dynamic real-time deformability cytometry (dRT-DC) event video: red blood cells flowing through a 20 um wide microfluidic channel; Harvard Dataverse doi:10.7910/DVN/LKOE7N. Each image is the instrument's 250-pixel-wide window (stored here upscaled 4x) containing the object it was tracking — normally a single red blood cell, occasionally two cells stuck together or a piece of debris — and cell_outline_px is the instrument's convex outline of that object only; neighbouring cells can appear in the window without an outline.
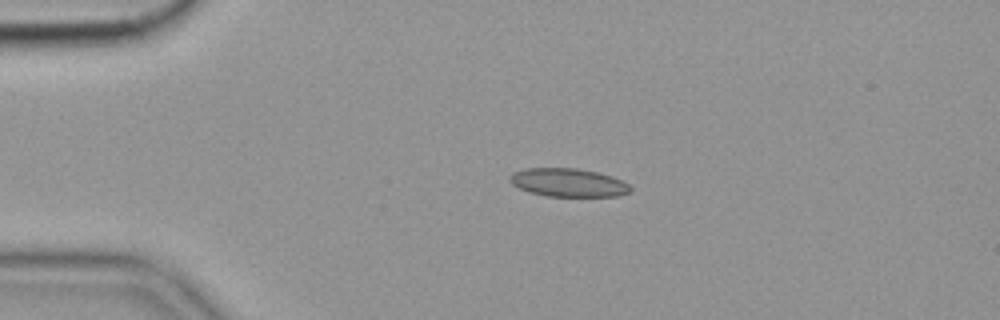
{"species": "common noctule bat (a hibernating species)", "species_latin": "Nyctalus noctula", "temperature_condition": "cold", "stored_images_in_passage": 46, "camera_frame_rate_fps": 3000, "um_per_image_px": 0.085, "animal": {"sex": "female", "body_mass_g": 19.9}, "frame": {"image": 1, "passage_image": 2, "time_ms": 0.333, "image_size_px": [1000, 320], "cell_outline_px": [[632, 192], [620, 196], [544, 196], [528, 192], [512, 184], [508, 180], [508, 176], [512, 172], [524, 168], [576, 168], [596, 172], [612, 176], [628, 184], [632, 188]], "centroid_in_image_um": [48.27, 15.52], "position_along_channel_um": 36.7, "area_um2": 20.11}}
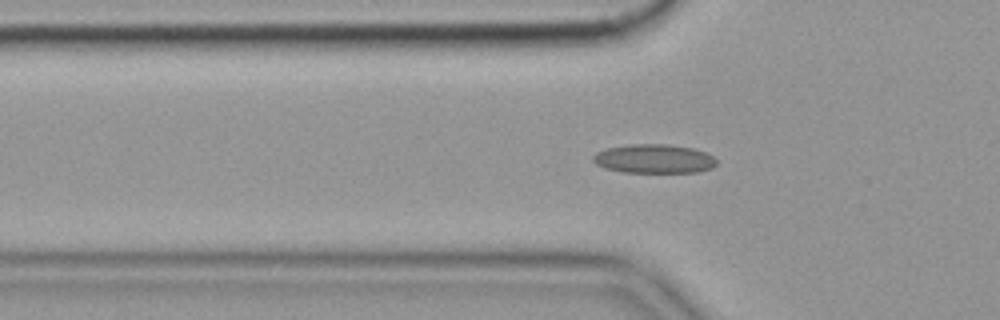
{"frame": {"image": 2, "passage_image": 8, "time_ms": 2.333, "image_size_px": [1000, 320], "cell_outline_px": [[716, 164], [712, 168], [696, 172], [624, 172], [604, 168], [596, 164], [592, 160], [592, 156], [596, 152], [604, 148], [632, 144], [668, 144], [692, 148], [704, 152], [712, 156], [716, 160]], "centroid_in_image_um": [55.55, 13.49], "position_along_channel_um": 70.3, "area_um2": 20.87}}
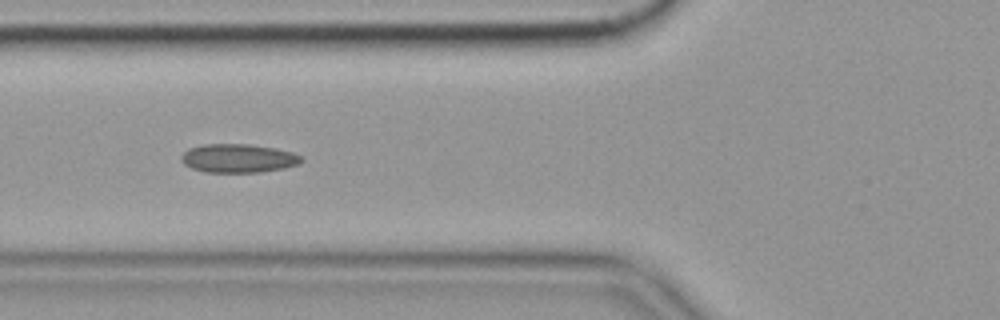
{"frame": {"image": 3, "passage_image": 11, "time_ms": 3.333, "image_size_px": [1000, 320], "cell_outline_px": [[304, 160], [300, 164], [284, 168], [260, 172], [204, 172], [192, 168], [184, 164], [180, 160], [180, 156], [188, 148], [204, 144], [248, 144], [276, 148], [292, 152], [304, 156]], "centroid_in_image_um": [20.27, 13.45], "position_along_channel_um": 105.5, "area_um2": 20.29}, "authors_computed_cell_mechanics": {"area_um2": 19.5942, "velocity_mm_per_s": 3.5416, "shape_relaxation_time_tau1_ms": null, "shape_relaxation_time_tau2_ms": 2.3591, "deformation_change_tau1": null, "deformation_change_tau2": 0.0741}}